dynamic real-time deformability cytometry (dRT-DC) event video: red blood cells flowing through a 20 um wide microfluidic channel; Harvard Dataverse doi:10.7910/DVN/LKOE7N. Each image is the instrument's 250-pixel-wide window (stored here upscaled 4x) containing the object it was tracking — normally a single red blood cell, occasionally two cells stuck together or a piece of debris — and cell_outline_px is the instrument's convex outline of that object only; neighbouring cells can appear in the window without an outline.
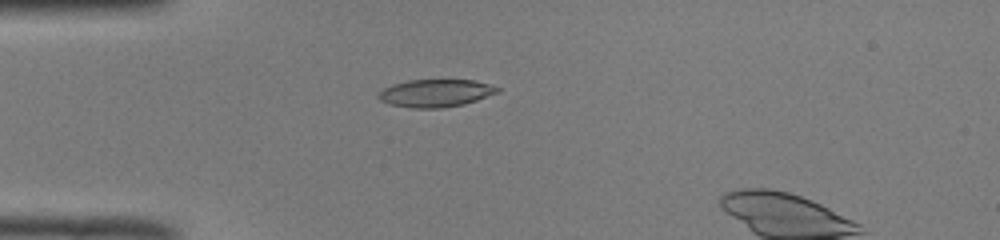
{"species": "common noctule bat (a hibernating species)", "species_latin": "Nyctalus noctula", "temperature_condition": "room temperature", "stored_images_in_passage": 49, "camera_frame_rate_fps": 3000, "um_per_image_px": 0.085, "animal": {"sex": "male", "body_mass_g": 19.0, "forearm_length_mm": 50.8}, "frame": {"image": 1, "passage_image": 15, "time_ms": 4.667, "image_size_px": [1000, 240], "cell_outline_px": [[500, 92], [464, 104], [440, 108], [412, 108], [388, 104], [380, 100], [376, 96], [384, 88], [392, 84], [408, 80], [472, 80], [488, 84], [500, 88]], "centroid_in_image_um": [37.0, 7.92], "position_along_channel_um": 48.0, "area_um2": 19.13}}
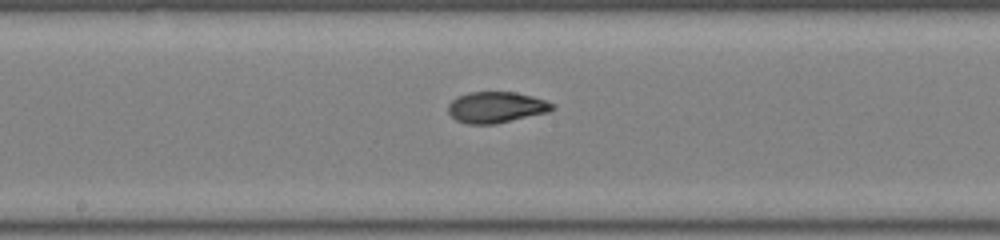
{"frame": {"image": 2, "passage_image": 28, "time_ms": 9.0, "image_size_px": [1000, 240], "cell_outline_px": [[556, 108], [548, 112], [496, 124], [468, 124], [456, 120], [448, 112], [448, 104], [456, 96], [468, 92], [516, 92], [532, 96], [544, 100], [552, 104]], "centroid_in_image_um": [42.15, 9.12], "position_along_channel_um": 206.1, "area_um2": 18.9}}
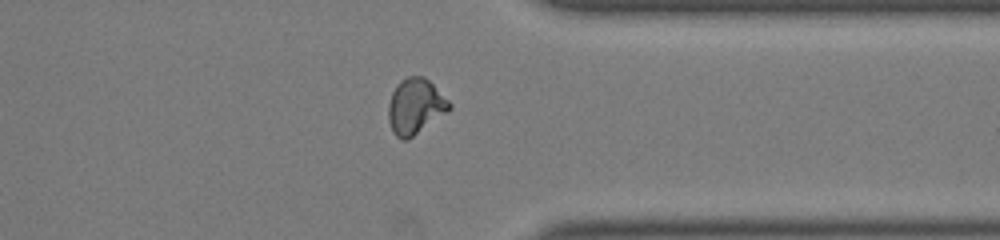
{"frame": {"image": 3, "passage_image": 41, "time_ms": 13.333, "image_size_px": [1000, 240], "cell_outline_px": [[452, 108], [448, 112], [408, 140], [400, 140], [392, 132], [388, 120], [388, 104], [392, 92], [396, 84], [400, 80], [408, 76], [424, 76], [452, 104]], "centroid_in_image_um": [35.29, 9.06], "position_along_channel_um": 376.1, "area_um2": 19.94}, "authors_computed_cell_mechanics": {"area_um2": 18.785, "velocity_mm_per_s": 4.0028, "shape_relaxation_time_tau1_ms": 10.1016, "shape_relaxation_time_tau2_ms": 1.0372, "deformation_change_tau1": 0.2782, "deformation_change_tau2": 0.0565}}